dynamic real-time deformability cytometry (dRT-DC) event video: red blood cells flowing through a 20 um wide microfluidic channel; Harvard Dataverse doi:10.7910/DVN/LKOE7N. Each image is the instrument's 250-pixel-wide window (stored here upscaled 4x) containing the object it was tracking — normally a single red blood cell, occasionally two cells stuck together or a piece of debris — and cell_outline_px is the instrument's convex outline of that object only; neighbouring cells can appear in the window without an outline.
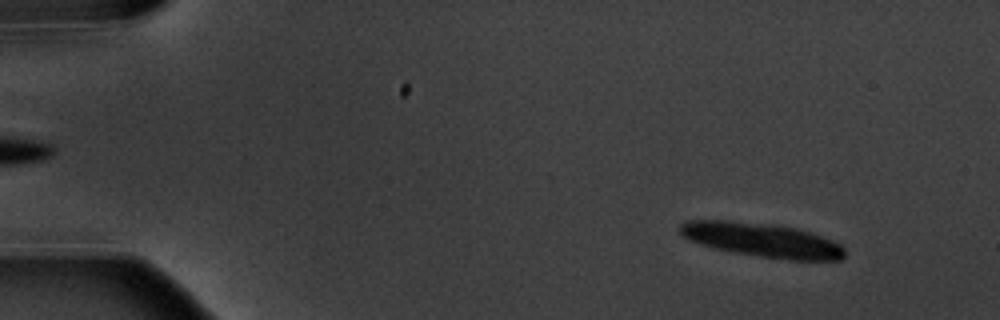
{"species": "common noctule bat (a hibernating species)", "species_latin": "Nyctalus noctula", "temperature_condition": "warm", "stored_images_in_passage": 6, "camera_frame_rate_fps": 3000, "um_per_image_px": 0.085, "animal": {"sex": "male", "body_mass_g": 20.1, "forearm_length_mm": 53.5}, "frame": {"image": 1, "passage_image": 1, "time_ms": 0.0, "image_size_px": [1000, 320], "cell_outline_px": [[844, 256], [840, 260], [788, 260], [732, 252], [712, 248], [688, 240], [680, 232], [680, 224], [688, 220], [728, 220], [776, 224], [796, 228], [832, 240], [840, 244], [844, 248]], "centroid_in_image_um": [64.75, 20.39], "position_along_channel_um": 20.3, "area_um2": 32.77}}
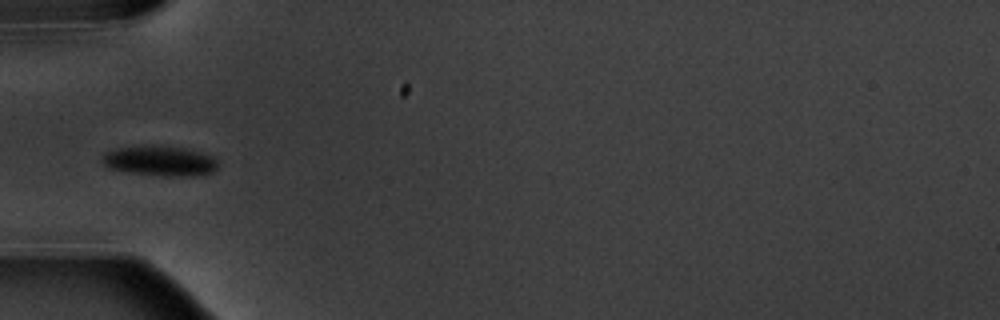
{"frame": {"image": 2, "passage_image": 5, "time_ms": 4.667, "image_size_px": [1000, 320], "cell_outline_px": [[216, 168], [212, 172], [196, 176], [164, 176], [132, 172], [108, 168], [100, 160], [100, 156], [104, 152], [116, 148], [152, 144], [184, 148], [200, 152], [212, 156], [216, 160]], "centroid_in_image_um": [13.54, 13.66], "position_along_channel_um": 71.5, "area_um2": 20.46}}